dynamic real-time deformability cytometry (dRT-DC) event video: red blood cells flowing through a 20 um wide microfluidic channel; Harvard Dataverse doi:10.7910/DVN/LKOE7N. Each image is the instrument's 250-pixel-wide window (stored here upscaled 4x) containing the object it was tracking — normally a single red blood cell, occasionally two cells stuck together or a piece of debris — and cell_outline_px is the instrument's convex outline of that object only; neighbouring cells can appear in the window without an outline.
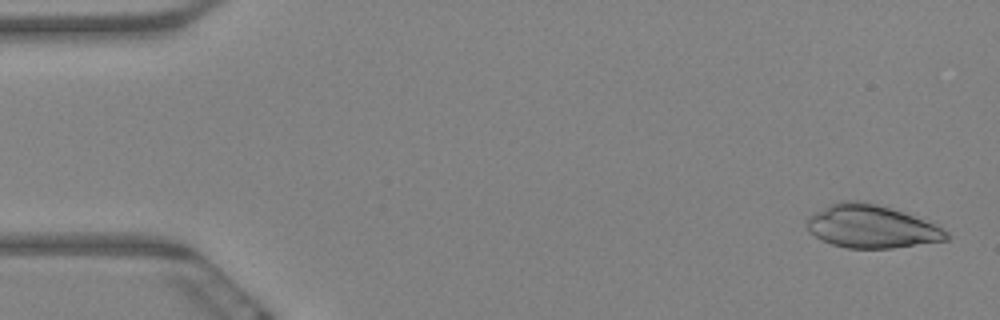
{"species": "Egyptian fruit bat (a non-hibernating species)", "species_latin": "Rousettus aegyptiacus", "temperature_condition": "warm", "stored_images_in_passage": 62, "camera_frame_rate_fps": 3000, "um_per_image_px": 0.085, "animal": {"sex": "female"}, "frame": {"image": 1, "passage_image": 2, "time_ms": 0.333, "image_size_px": [1000, 320], "cell_outline_px": [[952, 236], [948, 240], [892, 248], [848, 248], [832, 244], [816, 236], [808, 228], [804, 220], [808, 216], [840, 200], [860, 200], [876, 204], [912, 216], [932, 224], [948, 232]], "centroid_in_image_um": [74.05, 19.26], "position_along_channel_um": 11.0, "area_um2": 34.33}}
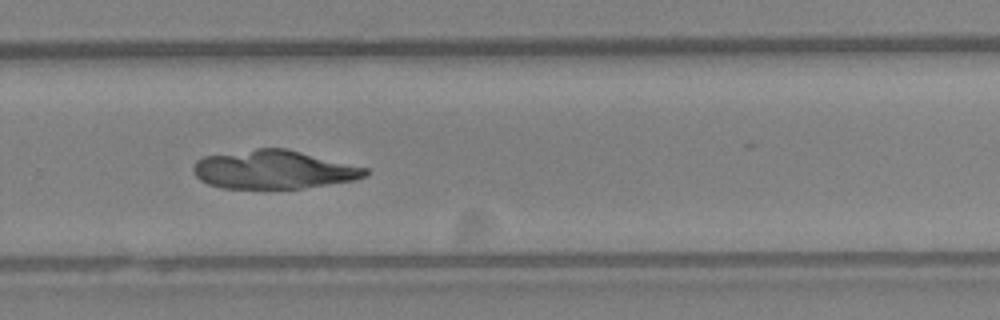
{"frame": {"image": 2, "passage_image": 42, "time_ms": 13.667, "image_size_px": [1000, 320], "cell_outline_px": [[368, 176], [356, 180], [300, 188], [220, 188], [208, 184], [200, 180], [196, 176], [192, 168], [196, 160], [204, 156], [256, 148], [288, 148], [368, 168]], "centroid_in_image_um": [23.27, 14.41], "position_along_channel_um": 306.5, "area_um2": 38.78}}
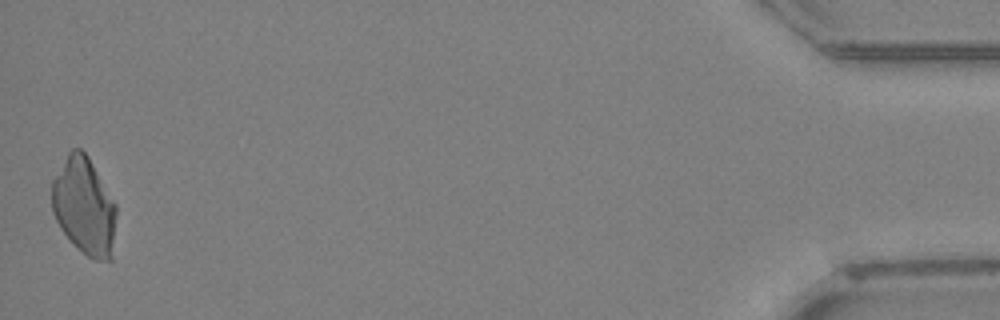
{"frame": {"image": 3, "passage_image": 62, "time_ms": 20.333, "image_size_px": [1000, 320], "cell_outline_px": [[116, 216], [112, 260], [92, 260], [60, 228], [52, 212], [52, 180], [68, 152], [72, 148], [80, 148], [88, 156], [116, 204]], "centroid_in_image_um": [7.17, 17.51], "position_along_channel_um": 428.0, "area_um2": 36.3}}